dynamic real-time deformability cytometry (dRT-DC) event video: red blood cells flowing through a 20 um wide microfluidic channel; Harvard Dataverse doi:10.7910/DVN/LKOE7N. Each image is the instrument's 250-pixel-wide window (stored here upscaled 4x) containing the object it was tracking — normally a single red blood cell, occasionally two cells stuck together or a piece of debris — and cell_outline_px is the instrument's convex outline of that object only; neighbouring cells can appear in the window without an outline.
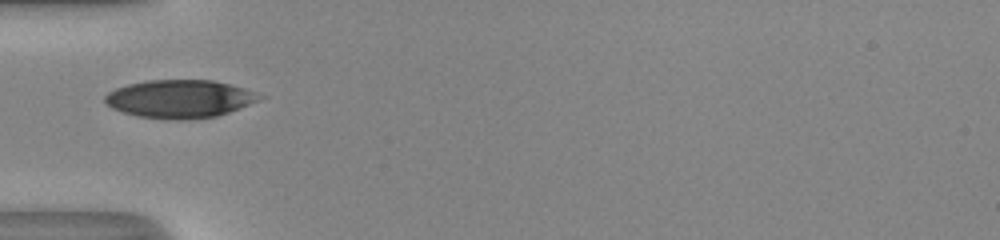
{"species": "human", "species_latin": "Homo sapiens", "temperature_condition": "room temperature", "stored_images_in_passage": 34, "camera_frame_rate_fps": 3000, "um_per_image_px": 0.085, "donor": {"sex": "male"}, "frame": {"image": 1, "passage_image": 1, "time_ms": 0.0, "image_size_px": [1000, 240], "cell_outline_px": [[268, 96], [260, 100], [228, 112], [216, 116], [180, 120], [176, 120], [140, 116], [124, 112], [112, 108], [104, 100], [104, 96], [108, 92], [116, 88], [128, 84], [148, 80], [212, 80], [244, 88]], "centroid_in_image_um": [15.3, 8.39], "position_along_channel_um": 69.7, "area_um2": 34.04}}
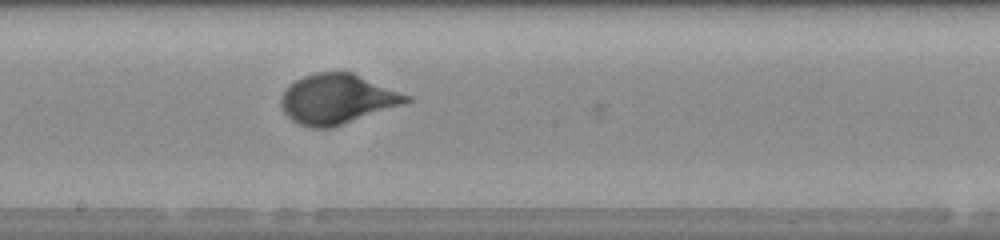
{"frame": {"image": 2, "passage_image": 12, "time_ms": 3.667, "image_size_px": [1000, 240], "cell_outline_px": [[412, 100], [332, 128], [312, 128], [300, 124], [292, 120], [284, 112], [280, 104], [280, 96], [296, 80], [304, 76], [316, 72], [352, 72], [412, 96]], "centroid_in_image_um": [28.65, 8.41], "position_along_channel_um": 219.6, "area_um2": 35.95}}
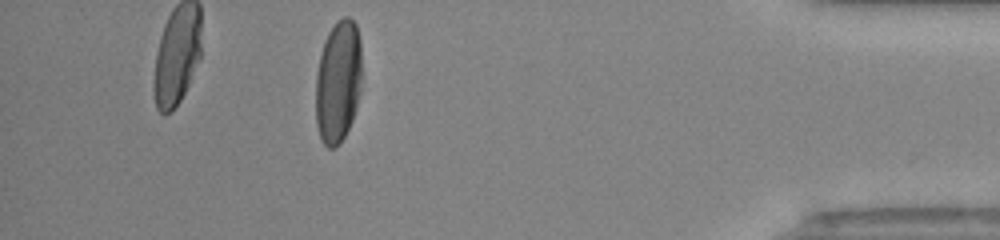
{"frame": {"image": 3, "passage_image": 29, "time_ms": 9.333, "image_size_px": [1000, 240], "cell_outline_px": [[360, 92], [356, 108], [352, 120], [340, 144], [332, 148], [328, 148], [320, 140], [316, 124], [316, 76], [320, 56], [324, 40], [328, 32], [336, 20], [344, 16], [348, 16], [356, 24], [360, 40]], "centroid_in_image_um": [28.73, 6.94], "position_along_channel_um": 406.5, "area_um2": 33.06}, "authors_computed_cell_mechanics": {"area_um2": 34.7089, "velocity_mm_per_s": 4.1015, "shape_relaxation_time_tau1_ms": 3.4029, "shape_relaxation_time_tau2_ms": null, "deformation_change_tau1": 0.1812, "deformation_change_tau2": null}}